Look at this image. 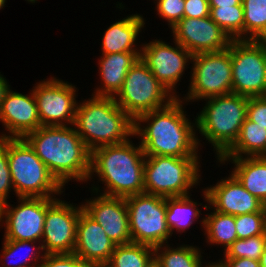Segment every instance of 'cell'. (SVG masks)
<instances>
[{
  "label": "cell",
  "instance_id": "1",
  "mask_svg": "<svg viewBox=\"0 0 266 267\" xmlns=\"http://www.w3.org/2000/svg\"><path fill=\"white\" fill-rule=\"evenodd\" d=\"M182 106L176 97L167 106L134 121V135L141 136L140 146L145 156L198 157L199 139ZM140 122H148V126L141 128Z\"/></svg>",
  "mask_w": 266,
  "mask_h": 267
},
{
  "label": "cell",
  "instance_id": "2",
  "mask_svg": "<svg viewBox=\"0 0 266 267\" xmlns=\"http://www.w3.org/2000/svg\"><path fill=\"white\" fill-rule=\"evenodd\" d=\"M24 139L62 186L89 179L91 151L75 127L40 126Z\"/></svg>",
  "mask_w": 266,
  "mask_h": 267
},
{
  "label": "cell",
  "instance_id": "3",
  "mask_svg": "<svg viewBox=\"0 0 266 267\" xmlns=\"http://www.w3.org/2000/svg\"><path fill=\"white\" fill-rule=\"evenodd\" d=\"M145 154L142 147H135L130 140L105 145L91 151L90 173L93 172L105 183L109 197H128L144 193Z\"/></svg>",
  "mask_w": 266,
  "mask_h": 267
},
{
  "label": "cell",
  "instance_id": "4",
  "mask_svg": "<svg viewBox=\"0 0 266 267\" xmlns=\"http://www.w3.org/2000/svg\"><path fill=\"white\" fill-rule=\"evenodd\" d=\"M73 125L90 151L124 143L134 136V120L116 104L115 97L93 95L77 104Z\"/></svg>",
  "mask_w": 266,
  "mask_h": 267
},
{
  "label": "cell",
  "instance_id": "5",
  "mask_svg": "<svg viewBox=\"0 0 266 267\" xmlns=\"http://www.w3.org/2000/svg\"><path fill=\"white\" fill-rule=\"evenodd\" d=\"M196 118L195 124L212 143L218 159L235 143L247 118L249 97L239 94L213 96Z\"/></svg>",
  "mask_w": 266,
  "mask_h": 267
},
{
  "label": "cell",
  "instance_id": "6",
  "mask_svg": "<svg viewBox=\"0 0 266 267\" xmlns=\"http://www.w3.org/2000/svg\"><path fill=\"white\" fill-rule=\"evenodd\" d=\"M7 156L17 197L49 198L63 192V186L24 138H7Z\"/></svg>",
  "mask_w": 266,
  "mask_h": 267
},
{
  "label": "cell",
  "instance_id": "7",
  "mask_svg": "<svg viewBox=\"0 0 266 267\" xmlns=\"http://www.w3.org/2000/svg\"><path fill=\"white\" fill-rule=\"evenodd\" d=\"M145 160V193L164 198L187 196V190L199 182L198 157L146 156Z\"/></svg>",
  "mask_w": 266,
  "mask_h": 267
},
{
  "label": "cell",
  "instance_id": "8",
  "mask_svg": "<svg viewBox=\"0 0 266 267\" xmlns=\"http://www.w3.org/2000/svg\"><path fill=\"white\" fill-rule=\"evenodd\" d=\"M169 92L139 58L127 72L123 87L116 94L119 100L115 96V101L135 121L145 113L167 106L177 97Z\"/></svg>",
  "mask_w": 266,
  "mask_h": 267
},
{
  "label": "cell",
  "instance_id": "9",
  "mask_svg": "<svg viewBox=\"0 0 266 267\" xmlns=\"http://www.w3.org/2000/svg\"><path fill=\"white\" fill-rule=\"evenodd\" d=\"M232 93L262 96L266 89V40H232Z\"/></svg>",
  "mask_w": 266,
  "mask_h": 267
},
{
  "label": "cell",
  "instance_id": "10",
  "mask_svg": "<svg viewBox=\"0 0 266 267\" xmlns=\"http://www.w3.org/2000/svg\"><path fill=\"white\" fill-rule=\"evenodd\" d=\"M132 243L164 245L172 236L166 223V198L139 193L125 197Z\"/></svg>",
  "mask_w": 266,
  "mask_h": 267
},
{
  "label": "cell",
  "instance_id": "11",
  "mask_svg": "<svg viewBox=\"0 0 266 267\" xmlns=\"http://www.w3.org/2000/svg\"><path fill=\"white\" fill-rule=\"evenodd\" d=\"M193 73L187 100L232 93L231 43L220 52L193 55Z\"/></svg>",
  "mask_w": 266,
  "mask_h": 267
},
{
  "label": "cell",
  "instance_id": "12",
  "mask_svg": "<svg viewBox=\"0 0 266 267\" xmlns=\"http://www.w3.org/2000/svg\"><path fill=\"white\" fill-rule=\"evenodd\" d=\"M18 199L20 204L15 208H10L11 205L7 202L0 206V222L5 217L6 224L4 239L36 242L39 240L40 243L46 210L57 198L18 197Z\"/></svg>",
  "mask_w": 266,
  "mask_h": 267
},
{
  "label": "cell",
  "instance_id": "13",
  "mask_svg": "<svg viewBox=\"0 0 266 267\" xmlns=\"http://www.w3.org/2000/svg\"><path fill=\"white\" fill-rule=\"evenodd\" d=\"M75 91V86L56 78L44 80L34 87L41 126L74 124L78 104Z\"/></svg>",
  "mask_w": 266,
  "mask_h": 267
},
{
  "label": "cell",
  "instance_id": "14",
  "mask_svg": "<svg viewBox=\"0 0 266 267\" xmlns=\"http://www.w3.org/2000/svg\"><path fill=\"white\" fill-rule=\"evenodd\" d=\"M80 207L57 199L47 210L43 226L44 254H71L75 250Z\"/></svg>",
  "mask_w": 266,
  "mask_h": 267
},
{
  "label": "cell",
  "instance_id": "15",
  "mask_svg": "<svg viewBox=\"0 0 266 267\" xmlns=\"http://www.w3.org/2000/svg\"><path fill=\"white\" fill-rule=\"evenodd\" d=\"M171 30L174 40L192 55L226 50L232 41L210 16L183 17Z\"/></svg>",
  "mask_w": 266,
  "mask_h": 267
},
{
  "label": "cell",
  "instance_id": "16",
  "mask_svg": "<svg viewBox=\"0 0 266 267\" xmlns=\"http://www.w3.org/2000/svg\"><path fill=\"white\" fill-rule=\"evenodd\" d=\"M172 47L160 40H155L143 46L140 58L149 70L170 93L183 75L186 63L193 55L181 44L174 42Z\"/></svg>",
  "mask_w": 266,
  "mask_h": 267
},
{
  "label": "cell",
  "instance_id": "17",
  "mask_svg": "<svg viewBox=\"0 0 266 267\" xmlns=\"http://www.w3.org/2000/svg\"><path fill=\"white\" fill-rule=\"evenodd\" d=\"M83 210L104 229L108 237L116 244H130L129 213L124 197L100 195L94 200L82 204Z\"/></svg>",
  "mask_w": 266,
  "mask_h": 267
},
{
  "label": "cell",
  "instance_id": "18",
  "mask_svg": "<svg viewBox=\"0 0 266 267\" xmlns=\"http://www.w3.org/2000/svg\"><path fill=\"white\" fill-rule=\"evenodd\" d=\"M0 121L11 134L0 138H24L36 131L41 124L33 90L28 96L9 89L1 102Z\"/></svg>",
  "mask_w": 266,
  "mask_h": 267
},
{
  "label": "cell",
  "instance_id": "19",
  "mask_svg": "<svg viewBox=\"0 0 266 267\" xmlns=\"http://www.w3.org/2000/svg\"><path fill=\"white\" fill-rule=\"evenodd\" d=\"M203 194L214 210L233 216L259 212L265 206L232 173L227 179L204 190Z\"/></svg>",
  "mask_w": 266,
  "mask_h": 267
},
{
  "label": "cell",
  "instance_id": "20",
  "mask_svg": "<svg viewBox=\"0 0 266 267\" xmlns=\"http://www.w3.org/2000/svg\"><path fill=\"white\" fill-rule=\"evenodd\" d=\"M115 247L116 244L108 237L103 227L82 210L77 223L73 253L93 267H103Z\"/></svg>",
  "mask_w": 266,
  "mask_h": 267
},
{
  "label": "cell",
  "instance_id": "21",
  "mask_svg": "<svg viewBox=\"0 0 266 267\" xmlns=\"http://www.w3.org/2000/svg\"><path fill=\"white\" fill-rule=\"evenodd\" d=\"M99 69L103 87L97 88L94 96L115 97L123 87L124 79L129 69L141 56L140 52H121L102 54Z\"/></svg>",
  "mask_w": 266,
  "mask_h": 267
},
{
  "label": "cell",
  "instance_id": "22",
  "mask_svg": "<svg viewBox=\"0 0 266 267\" xmlns=\"http://www.w3.org/2000/svg\"><path fill=\"white\" fill-rule=\"evenodd\" d=\"M231 159L235 164L232 174L243 187L266 206V156L219 158L223 163Z\"/></svg>",
  "mask_w": 266,
  "mask_h": 267
},
{
  "label": "cell",
  "instance_id": "23",
  "mask_svg": "<svg viewBox=\"0 0 266 267\" xmlns=\"http://www.w3.org/2000/svg\"><path fill=\"white\" fill-rule=\"evenodd\" d=\"M144 24L143 17L138 14L112 24L104 33L102 54L139 52L133 45Z\"/></svg>",
  "mask_w": 266,
  "mask_h": 267
},
{
  "label": "cell",
  "instance_id": "24",
  "mask_svg": "<svg viewBox=\"0 0 266 267\" xmlns=\"http://www.w3.org/2000/svg\"><path fill=\"white\" fill-rule=\"evenodd\" d=\"M266 156V128L246 118L235 143L220 158Z\"/></svg>",
  "mask_w": 266,
  "mask_h": 267
},
{
  "label": "cell",
  "instance_id": "25",
  "mask_svg": "<svg viewBox=\"0 0 266 267\" xmlns=\"http://www.w3.org/2000/svg\"><path fill=\"white\" fill-rule=\"evenodd\" d=\"M154 247L130 243L116 245L109 261L103 267H155Z\"/></svg>",
  "mask_w": 266,
  "mask_h": 267
},
{
  "label": "cell",
  "instance_id": "26",
  "mask_svg": "<svg viewBox=\"0 0 266 267\" xmlns=\"http://www.w3.org/2000/svg\"><path fill=\"white\" fill-rule=\"evenodd\" d=\"M189 196L166 198V223L171 235L174 229L184 232L200 216L197 202Z\"/></svg>",
  "mask_w": 266,
  "mask_h": 267
},
{
  "label": "cell",
  "instance_id": "27",
  "mask_svg": "<svg viewBox=\"0 0 266 267\" xmlns=\"http://www.w3.org/2000/svg\"><path fill=\"white\" fill-rule=\"evenodd\" d=\"M202 226L205 228L208 242L221 244L226 249L238 239L235 229V216L215 211L206 216Z\"/></svg>",
  "mask_w": 266,
  "mask_h": 267
},
{
  "label": "cell",
  "instance_id": "28",
  "mask_svg": "<svg viewBox=\"0 0 266 267\" xmlns=\"http://www.w3.org/2000/svg\"><path fill=\"white\" fill-rule=\"evenodd\" d=\"M163 245L154 247L155 267H203L201 266V252L193 246H180L172 249ZM164 248L162 253L158 251Z\"/></svg>",
  "mask_w": 266,
  "mask_h": 267
},
{
  "label": "cell",
  "instance_id": "29",
  "mask_svg": "<svg viewBox=\"0 0 266 267\" xmlns=\"http://www.w3.org/2000/svg\"><path fill=\"white\" fill-rule=\"evenodd\" d=\"M242 5L244 10L243 40H266V0H242ZM248 34L249 37L246 38Z\"/></svg>",
  "mask_w": 266,
  "mask_h": 267
},
{
  "label": "cell",
  "instance_id": "30",
  "mask_svg": "<svg viewBox=\"0 0 266 267\" xmlns=\"http://www.w3.org/2000/svg\"><path fill=\"white\" fill-rule=\"evenodd\" d=\"M210 18L224 32H226L232 40H243V5H235L230 7H210Z\"/></svg>",
  "mask_w": 266,
  "mask_h": 267
},
{
  "label": "cell",
  "instance_id": "31",
  "mask_svg": "<svg viewBox=\"0 0 266 267\" xmlns=\"http://www.w3.org/2000/svg\"><path fill=\"white\" fill-rule=\"evenodd\" d=\"M266 247L264 234L235 240L225 251V258H249L260 260Z\"/></svg>",
  "mask_w": 266,
  "mask_h": 267
},
{
  "label": "cell",
  "instance_id": "32",
  "mask_svg": "<svg viewBox=\"0 0 266 267\" xmlns=\"http://www.w3.org/2000/svg\"><path fill=\"white\" fill-rule=\"evenodd\" d=\"M265 218L266 206L259 212L235 216V229L238 239H246L264 234Z\"/></svg>",
  "mask_w": 266,
  "mask_h": 267
},
{
  "label": "cell",
  "instance_id": "33",
  "mask_svg": "<svg viewBox=\"0 0 266 267\" xmlns=\"http://www.w3.org/2000/svg\"><path fill=\"white\" fill-rule=\"evenodd\" d=\"M36 241H27V240H24V241H16V240H9V239H5L4 240V246H3V259L5 258H12L13 256L15 257V254L17 253V251L18 250H22L23 248H25L27 245H29V244H33V243H35ZM32 249L31 250H28V251H32L33 250V248H34V251H35V249H39V250H44L43 249V246L41 245V246H38V248H36V247H34L33 245H32V247H31ZM34 251H32V253L31 252H29V254L31 253V255H27V257H25L24 258V261H22V260H20L19 262H15V265H13V263L12 264H9L10 266H5L4 264H3V267H38V265L39 264H37V265H35L36 264V262L38 263V260L40 259V251H38L37 253L36 252H34ZM38 255V256H36V255ZM31 258V259H30ZM35 258V259H34ZM39 258V259H38ZM29 260H31V261H35V264L32 266V265H30L29 263H28V261ZM11 262V261H10ZM12 265V266H11Z\"/></svg>",
  "mask_w": 266,
  "mask_h": 267
},
{
  "label": "cell",
  "instance_id": "34",
  "mask_svg": "<svg viewBox=\"0 0 266 267\" xmlns=\"http://www.w3.org/2000/svg\"><path fill=\"white\" fill-rule=\"evenodd\" d=\"M13 188L7 156V138H0V206L7 202L8 193Z\"/></svg>",
  "mask_w": 266,
  "mask_h": 267
},
{
  "label": "cell",
  "instance_id": "35",
  "mask_svg": "<svg viewBox=\"0 0 266 267\" xmlns=\"http://www.w3.org/2000/svg\"><path fill=\"white\" fill-rule=\"evenodd\" d=\"M39 262L38 267H93L74 253L44 254Z\"/></svg>",
  "mask_w": 266,
  "mask_h": 267
},
{
  "label": "cell",
  "instance_id": "36",
  "mask_svg": "<svg viewBox=\"0 0 266 267\" xmlns=\"http://www.w3.org/2000/svg\"><path fill=\"white\" fill-rule=\"evenodd\" d=\"M184 3L185 0H157L158 14L166 19L172 28L183 18Z\"/></svg>",
  "mask_w": 266,
  "mask_h": 267
},
{
  "label": "cell",
  "instance_id": "37",
  "mask_svg": "<svg viewBox=\"0 0 266 267\" xmlns=\"http://www.w3.org/2000/svg\"><path fill=\"white\" fill-rule=\"evenodd\" d=\"M247 118L256 125L266 128V101L263 97H249Z\"/></svg>",
  "mask_w": 266,
  "mask_h": 267
},
{
  "label": "cell",
  "instance_id": "38",
  "mask_svg": "<svg viewBox=\"0 0 266 267\" xmlns=\"http://www.w3.org/2000/svg\"><path fill=\"white\" fill-rule=\"evenodd\" d=\"M183 17L203 18L210 16V6L208 0H185Z\"/></svg>",
  "mask_w": 266,
  "mask_h": 267
},
{
  "label": "cell",
  "instance_id": "39",
  "mask_svg": "<svg viewBox=\"0 0 266 267\" xmlns=\"http://www.w3.org/2000/svg\"><path fill=\"white\" fill-rule=\"evenodd\" d=\"M219 263L223 267H261L258 260H253L249 258H225L224 261Z\"/></svg>",
  "mask_w": 266,
  "mask_h": 267
},
{
  "label": "cell",
  "instance_id": "40",
  "mask_svg": "<svg viewBox=\"0 0 266 267\" xmlns=\"http://www.w3.org/2000/svg\"><path fill=\"white\" fill-rule=\"evenodd\" d=\"M210 7H230L242 5V0H208Z\"/></svg>",
  "mask_w": 266,
  "mask_h": 267
},
{
  "label": "cell",
  "instance_id": "41",
  "mask_svg": "<svg viewBox=\"0 0 266 267\" xmlns=\"http://www.w3.org/2000/svg\"><path fill=\"white\" fill-rule=\"evenodd\" d=\"M9 86L10 85L7 84L6 79L0 75V107L6 92L10 89Z\"/></svg>",
  "mask_w": 266,
  "mask_h": 267
},
{
  "label": "cell",
  "instance_id": "42",
  "mask_svg": "<svg viewBox=\"0 0 266 267\" xmlns=\"http://www.w3.org/2000/svg\"><path fill=\"white\" fill-rule=\"evenodd\" d=\"M259 262H260V266H261V267H266V247H265V249H264L263 254H262L261 257H260Z\"/></svg>",
  "mask_w": 266,
  "mask_h": 267
},
{
  "label": "cell",
  "instance_id": "43",
  "mask_svg": "<svg viewBox=\"0 0 266 267\" xmlns=\"http://www.w3.org/2000/svg\"><path fill=\"white\" fill-rule=\"evenodd\" d=\"M206 267H223V266L218 262V263L209 264L208 266L206 265Z\"/></svg>",
  "mask_w": 266,
  "mask_h": 267
},
{
  "label": "cell",
  "instance_id": "44",
  "mask_svg": "<svg viewBox=\"0 0 266 267\" xmlns=\"http://www.w3.org/2000/svg\"><path fill=\"white\" fill-rule=\"evenodd\" d=\"M6 0H0V9L5 6Z\"/></svg>",
  "mask_w": 266,
  "mask_h": 267
},
{
  "label": "cell",
  "instance_id": "45",
  "mask_svg": "<svg viewBox=\"0 0 266 267\" xmlns=\"http://www.w3.org/2000/svg\"><path fill=\"white\" fill-rule=\"evenodd\" d=\"M264 235H265V238H266V218H265V223H264Z\"/></svg>",
  "mask_w": 266,
  "mask_h": 267
},
{
  "label": "cell",
  "instance_id": "46",
  "mask_svg": "<svg viewBox=\"0 0 266 267\" xmlns=\"http://www.w3.org/2000/svg\"><path fill=\"white\" fill-rule=\"evenodd\" d=\"M261 97H263L264 100L266 101V89H265V91H264V93H263V95Z\"/></svg>",
  "mask_w": 266,
  "mask_h": 267
},
{
  "label": "cell",
  "instance_id": "47",
  "mask_svg": "<svg viewBox=\"0 0 266 267\" xmlns=\"http://www.w3.org/2000/svg\"><path fill=\"white\" fill-rule=\"evenodd\" d=\"M29 2H33V3H35V1H37V0H28Z\"/></svg>",
  "mask_w": 266,
  "mask_h": 267
}]
</instances>
